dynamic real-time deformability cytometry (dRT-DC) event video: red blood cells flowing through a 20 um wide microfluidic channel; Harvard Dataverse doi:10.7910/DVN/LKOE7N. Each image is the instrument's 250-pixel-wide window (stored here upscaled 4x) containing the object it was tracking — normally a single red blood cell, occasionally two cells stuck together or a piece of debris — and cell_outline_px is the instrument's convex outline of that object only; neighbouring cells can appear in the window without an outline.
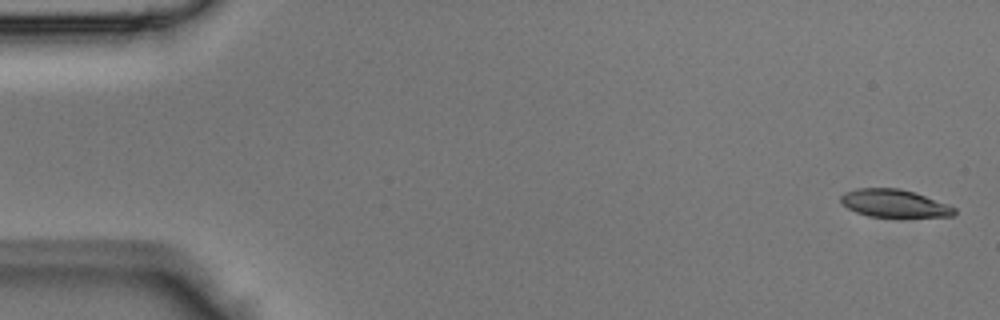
{"species": "Egyptian fruit bat (a non-hibernating species)", "species_latin": "Rousettus aegyptiacus", "temperature_condition": "room temperature", "stored_images_in_passage": 9, "camera_frame_rate_fps": 3000, "um_per_image_px": 0.085, "animal": {"sex": "male"}, "frame": {"image": 1, "passage_image": 1, "time_ms": 0.0, "image_size_px": [1000, 320], "cell_outline_px": [[956, 212], [952, 216], [868, 216], [856, 212], [848, 208], [840, 200], [840, 196], [844, 192], [856, 188], [900, 188], [916, 192], [948, 204], [956, 208]], "centroid_in_image_um": [76.01, 17.26], "position_along_channel_um": 9.0, "area_um2": 18.26}}